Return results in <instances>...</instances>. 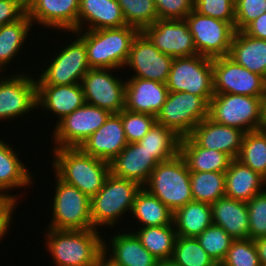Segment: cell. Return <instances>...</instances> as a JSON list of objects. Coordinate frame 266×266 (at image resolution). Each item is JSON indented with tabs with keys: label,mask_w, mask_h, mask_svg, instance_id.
Listing matches in <instances>:
<instances>
[{
	"label": "cell",
	"mask_w": 266,
	"mask_h": 266,
	"mask_svg": "<svg viewBox=\"0 0 266 266\" xmlns=\"http://www.w3.org/2000/svg\"><path fill=\"white\" fill-rule=\"evenodd\" d=\"M44 231V247L50 254L49 257L52 256L55 266H97L102 259L103 234L101 233L103 232L101 230L45 228Z\"/></svg>",
	"instance_id": "obj_1"
},
{
	"label": "cell",
	"mask_w": 266,
	"mask_h": 266,
	"mask_svg": "<svg viewBox=\"0 0 266 266\" xmlns=\"http://www.w3.org/2000/svg\"><path fill=\"white\" fill-rule=\"evenodd\" d=\"M51 168L64 182L89 198L96 195L110 175V163L86 154L81 148H52Z\"/></svg>",
	"instance_id": "obj_2"
},
{
	"label": "cell",
	"mask_w": 266,
	"mask_h": 266,
	"mask_svg": "<svg viewBox=\"0 0 266 266\" xmlns=\"http://www.w3.org/2000/svg\"><path fill=\"white\" fill-rule=\"evenodd\" d=\"M140 31L125 25L118 28L74 31L84 43L90 68L122 70L132 43Z\"/></svg>",
	"instance_id": "obj_3"
},
{
	"label": "cell",
	"mask_w": 266,
	"mask_h": 266,
	"mask_svg": "<svg viewBox=\"0 0 266 266\" xmlns=\"http://www.w3.org/2000/svg\"><path fill=\"white\" fill-rule=\"evenodd\" d=\"M141 188L142 186L134 181L110 173L101 190L90 198L93 229L102 231L100 228L107 227L106 229L113 230L114 227H119L120 223L123 224L122 220L130 216L134 199Z\"/></svg>",
	"instance_id": "obj_4"
},
{
	"label": "cell",
	"mask_w": 266,
	"mask_h": 266,
	"mask_svg": "<svg viewBox=\"0 0 266 266\" xmlns=\"http://www.w3.org/2000/svg\"><path fill=\"white\" fill-rule=\"evenodd\" d=\"M143 188L157 197L173 213L193 201L190 171L180 154L170 160L159 162Z\"/></svg>",
	"instance_id": "obj_5"
},
{
	"label": "cell",
	"mask_w": 266,
	"mask_h": 266,
	"mask_svg": "<svg viewBox=\"0 0 266 266\" xmlns=\"http://www.w3.org/2000/svg\"><path fill=\"white\" fill-rule=\"evenodd\" d=\"M66 34L68 36L73 35L69 41H65L69 43L65 45L64 42V44L56 48V51H53L54 55L51 54V58L48 57L47 64H43L45 69L40 67L41 72L39 74L36 72L37 85H72L81 83L83 76L91 69L87 61L85 43L76 34L74 35V32H66Z\"/></svg>",
	"instance_id": "obj_6"
},
{
	"label": "cell",
	"mask_w": 266,
	"mask_h": 266,
	"mask_svg": "<svg viewBox=\"0 0 266 266\" xmlns=\"http://www.w3.org/2000/svg\"><path fill=\"white\" fill-rule=\"evenodd\" d=\"M52 197L51 218L46 228L57 230L93 229L90 198L75 186L62 181L55 173ZM55 182V185H54Z\"/></svg>",
	"instance_id": "obj_7"
},
{
	"label": "cell",
	"mask_w": 266,
	"mask_h": 266,
	"mask_svg": "<svg viewBox=\"0 0 266 266\" xmlns=\"http://www.w3.org/2000/svg\"><path fill=\"white\" fill-rule=\"evenodd\" d=\"M208 117L219 124L239 128L245 133L262 129L263 98L239 94H214Z\"/></svg>",
	"instance_id": "obj_8"
},
{
	"label": "cell",
	"mask_w": 266,
	"mask_h": 266,
	"mask_svg": "<svg viewBox=\"0 0 266 266\" xmlns=\"http://www.w3.org/2000/svg\"><path fill=\"white\" fill-rule=\"evenodd\" d=\"M211 98L186 92H169L156 116V123L172 130L180 138L187 137L208 117Z\"/></svg>",
	"instance_id": "obj_9"
},
{
	"label": "cell",
	"mask_w": 266,
	"mask_h": 266,
	"mask_svg": "<svg viewBox=\"0 0 266 266\" xmlns=\"http://www.w3.org/2000/svg\"><path fill=\"white\" fill-rule=\"evenodd\" d=\"M1 75L0 121L13 122L14 119L20 120V118L24 120L26 119L24 118L25 115L31 114L34 109L37 111V83L35 75L30 71L29 73L26 71L20 72V69L17 72H11L9 75L4 73Z\"/></svg>",
	"instance_id": "obj_10"
},
{
	"label": "cell",
	"mask_w": 266,
	"mask_h": 266,
	"mask_svg": "<svg viewBox=\"0 0 266 266\" xmlns=\"http://www.w3.org/2000/svg\"><path fill=\"white\" fill-rule=\"evenodd\" d=\"M166 86L169 92L213 97L212 58L198 54L174 58Z\"/></svg>",
	"instance_id": "obj_11"
},
{
	"label": "cell",
	"mask_w": 266,
	"mask_h": 266,
	"mask_svg": "<svg viewBox=\"0 0 266 266\" xmlns=\"http://www.w3.org/2000/svg\"><path fill=\"white\" fill-rule=\"evenodd\" d=\"M111 113L85 103L53 126L52 148H80L108 119Z\"/></svg>",
	"instance_id": "obj_12"
},
{
	"label": "cell",
	"mask_w": 266,
	"mask_h": 266,
	"mask_svg": "<svg viewBox=\"0 0 266 266\" xmlns=\"http://www.w3.org/2000/svg\"><path fill=\"white\" fill-rule=\"evenodd\" d=\"M193 36L198 55L209 58L228 56L235 27L227 21L203 16L193 10L184 19Z\"/></svg>",
	"instance_id": "obj_13"
},
{
	"label": "cell",
	"mask_w": 266,
	"mask_h": 266,
	"mask_svg": "<svg viewBox=\"0 0 266 266\" xmlns=\"http://www.w3.org/2000/svg\"><path fill=\"white\" fill-rule=\"evenodd\" d=\"M115 70L122 74L117 69L91 68L81 81L85 102L111 114L125 109L126 77L121 79Z\"/></svg>",
	"instance_id": "obj_14"
},
{
	"label": "cell",
	"mask_w": 266,
	"mask_h": 266,
	"mask_svg": "<svg viewBox=\"0 0 266 266\" xmlns=\"http://www.w3.org/2000/svg\"><path fill=\"white\" fill-rule=\"evenodd\" d=\"M214 94L264 97L266 79L238 65L228 56L212 58Z\"/></svg>",
	"instance_id": "obj_15"
},
{
	"label": "cell",
	"mask_w": 266,
	"mask_h": 266,
	"mask_svg": "<svg viewBox=\"0 0 266 266\" xmlns=\"http://www.w3.org/2000/svg\"><path fill=\"white\" fill-rule=\"evenodd\" d=\"M173 57L161 53L148 37L139 32L135 37L128 59L123 67L126 77L154 80L166 84ZM132 70V71H130ZM133 74V75H132Z\"/></svg>",
	"instance_id": "obj_16"
},
{
	"label": "cell",
	"mask_w": 266,
	"mask_h": 266,
	"mask_svg": "<svg viewBox=\"0 0 266 266\" xmlns=\"http://www.w3.org/2000/svg\"><path fill=\"white\" fill-rule=\"evenodd\" d=\"M79 0H28L26 13L32 24L60 35L78 31ZM38 24V25H37Z\"/></svg>",
	"instance_id": "obj_17"
},
{
	"label": "cell",
	"mask_w": 266,
	"mask_h": 266,
	"mask_svg": "<svg viewBox=\"0 0 266 266\" xmlns=\"http://www.w3.org/2000/svg\"><path fill=\"white\" fill-rule=\"evenodd\" d=\"M142 32L165 55L177 58L198 54L185 20L158 19Z\"/></svg>",
	"instance_id": "obj_18"
},
{
	"label": "cell",
	"mask_w": 266,
	"mask_h": 266,
	"mask_svg": "<svg viewBox=\"0 0 266 266\" xmlns=\"http://www.w3.org/2000/svg\"><path fill=\"white\" fill-rule=\"evenodd\" d=\"M106 241L103 235L102 258L111 266H155L158 260L141 244L131 230L123 228Z\"/></svg>",
	"instance_id": "obj_19"
},
{
	"label": "cell",
	"mask_w": 266,
	"mask_h": 266,
	"mask_svg": "<svg viewBox=\"0 0 266 266\" xmlns=\"http://www.w3.org/2000/svg\"><path fill=\"white\" fill-rule=\"evenodd\" d=\"M81 83L72 85H37V109L55 117L56 124L85 104ZM48 113V115H47Z\"/></svg>",
	"instance_id": "obj_20"
},
{
	"label": "cell",
	"mask_w": 266,
	"mask_h": 266,
	"mask_svg": "<svg viewBox=\"0 0 266 266\" xmlns=\"http://www.w3.org/2000/svg\"><path fill=\"white\" fill-rule=\"evenodd\" d=\"M245 132L239 128L214 122L209 117L202 120L189 134L199 146L228 154L238 158Z\"/></svg>",
	"instance_id": "obj_21"
},
{
	"label": "cell",
	"mask_w": 266,
	"mask_h": 266,
	"mask_svg": "<svg viewBox=\"0 0 266 266\" xmlns=\"http://www.w3.org/2000/svg\"><path fill=\"white\" fill-rule=\"evenodd\" d=\"M169 90L166 84L135 77H126L125 109L157 116L166 102Z\"/></svg>",
	"instance_id": "obj_22"
},
{
	"label": "cell",
	"mask_w": 266,
	"mask_h": 266,
	"mask_svg": "<svg viewBox=\"0 0 266 266\" xmlns=\"http://www.w3.org/2000/svg\"><path fill=\"white\" fill-rule=\"evenodd\" d=\"M159 162L138 142L128 143L110 162L113 176L127 179L144 187Z\"/></svg>",
	"instance_id": "obj_23"
},
{
	"label": "cell",
	"mask_w": 266,
	"mask_h": 266,
	"mask_svg": "<svg viewBox=\"0 0 266 266\" xmlns=\"http://www.w3.org/2000/svg\"><path fill=\"white\" fill-rule=\"evenodd\" d=\"M127 144L121 117L111 114L80 148L86 154L110 163Z\"/></svg>",
	"instance_id": "obj_24"
},
{
	"label": "cell",
	"mask_w": 266,
	"mask_h": 266,
	"mask_svg": "<svg viewBox=\"0 0 266 266\" xmlns=\"http://www.w3.org/2000/svg\"><path fill=\"white\" fill-rule=\"evenodd\" d=\"M125 25L127 24L117 0H79L78 31Z\"/></svg>",
	"instance_id": "obj_25"
},
{
	"label": "cell",
	"mask_w": 266,
	"mask_h": 266,
	"mask_svg": "<svg viewBox=\"0 0 266 266\" xmlns=\"http://www.w3.org/2000/svg\"><path fill=\"white\" fill-rule=\"evenodd\" d=\"M0 138V192L11 194L14 190L32 188L35 175L29 171L28 165L21 159L16 148L5 139ZM15 150V151H14ZM34 175V176H33Z\"/></svg>",
	"instance_id": "obj_26"
},
{
	"label": "cell",
	"mask_w": 266,
	"mask_h": 266,
	"mask_svg": "<svg viewBox=\"0 0 266 266\" xmlns=\"http://www.w3.org/2000/svg\"><path fill=\"white\" fill-rule=\"evenodd\" d=\"M265 190V177L247 167L237 158L231 160L225 172L226 197L247 202Z\"/></svg>",
	"instance_id": "obj_27"
},
{
	"label": "cell",
	"mask_w": 266,
	"mask_h": 266,
	"mask_svg": "<svg viewBox=\"0 0 266 266\" xmlns=\"http://www.w3.org/2000/svg\"><path fill=\"white\" fill-rule=\"evenodd\" d=\"M213 224L222 227L234 240L249 238V214L245 201L226 196L211 204Z\"/></svg>",
	"instance_id": "obj_28"
},
{
	"label": "cell",
	"mask_w": 266,
	"mask_h": 266,
	"mask_svg": "<svg viewBox=\"0 0 266 266\" xmlns=\"http://www.w3.org/2000/svg\"><path fill=\"white\" fill-rule=\"evenodd\" d=\"M228 57L266 79V40L248 36L243 31H236Z\"/></svg>",
	"instance_id": "obj_29"
},
{
	"label": "cell",
	"mask_w": 266,
	"mask_h": 266,
	"mask_svg": "<svg viewBox=\"0 0 266 266\" xmlns=\"http://www.w3.org/2000/svg\"><path fill=\"white\" fill-rule=\"evenodd\" d=\"M179 154L190 172H226L232 160L226 153L199 147L189 136L180 139Z\"/></svg>",
	"instance_id": "obj_30"
},
{
	"label": "cell",
	"mask_w": 266,
	"mask_h": 266,
	"mask_svg": "<svg viewBox=\"0 0 266 266\" xmlns=\"http://www.w3.org/2000/svg\"><path fill=\"white\" fill-rule=\"evenodd\" d=\"M35 27L25 13L19 20L0 27V73L5 74L7 65L10 67L20 53L27 40L33 37L32 28ZM25 44V45H24ZM11 64V65H10ZM10 65V66H9Z\"/></svg>",
	"instance_id": "obj_31"
},
{
	"label": "cell",
	"mask_w": 266,
	"mask_h": 266,
	"mask_svg": "<svg viewBox=\"0 0 266 266\" xmlns=\"http://www.w3.org/2000/svg\"><path fill=\"white\" fill-rule=\"evenodd\" d=\"M173 216L174 213L165 204L142 187L134 199L129 218L138 226L131 225L133 229V227L142 228L174 225Z\"/></svg>",
	"instance_id": "obj_32"
},
{
	"label": "cell",
	"mask_w": 266,
	"mask_h": 266,
	"mask_svg": "<svg viewBox=\"0 0 266 266\" xmlns=\"http://www.w3.org/2000/svg\"><path fill=\"white\" fill-rule=\"evenodd\" d=\"M173 223L177 236L197 238L213 224L211 205L191 201L174 212Z\"/></svg>",
	"instance_id": "obj_33"
},
{
	"label": "cell",
	"mask_w": 266,
	"mask_h": 266,
	"mask_svg": "<svg viewBox=\"0 0 266 266\" xmlns=\"http://www.w3.org/2000/svg\"><path fill=\"white\" fill-rule=\"evenodd\" d=\"M132 230L140 240L141 244L157 259H171L174 252V245L177 233L174 225L142 227Z\"/></svg>",
	"instance_id": "obj_34"
},
{
	"label": "cell",
	"mask_w": 266,
	"mask_h": 266,
	"mask_svg": "<svg viewBox=\"0 0 266 266\" xmlns=\"http://www.w3.org/2000/svg\"><path fill=\"white\" fill-rule=\"evenodd\" d=\"M180 139L172 130L155 123L138 143L158 162H163L179 154Z\"/></svg>",
	"instance_id": "obj_35"
},
{
	"label": "cell",
	"mask_w": 266,
	"mask_h": 266,
	"mask_svg": "<svg viewBox=\"0 0 266 266\" xmlns=\"http://www.w3.org/2000/svg\"><path fill=\"white\" fill-rule=\"evenodd\" d=\"M193 201L213 204L225 196V172H190Z\"/></svg>",
	"instance_id": "obj_36"
},
{
	"label": "cell",
	"mask_w": 266,
	"mask_h": 266,
	"mask_svg": "<svg viewBox=\"0 0 266 266\" xmlns=\"http://www.w3.org/2000/svg\"><path fill=\"white\" fill-rule=\"evenodd\" d=\"M237 159L266 178V132L263 129L244 134Z\"/></svg>",
	"instance_id": "obj_37"
},
{
	"label": "cell",
	"mask_w": 266,
	"mask_h": 266,
	"mask_svg": "<svg viewBox=\"0 0 266 266\" xmlns=\"http://www.w3.org/2000/svg\"><path fill=\"white\" fill-rule=\"evenodd\" d=\"M171 260L177 266H218L197 238L177 236Z\"/></svg>",
	"instance_id": "obj_38"
},
{
	"label": "cell",
	"mask_w": 266,
	"mask_h": 266,
	"mask_svg": "<svg viewBox=\"0 0 266 266\" xmlns=\"http://www.w3.org/2000/svg\"><path fill=\"white\" fill-rule=\"evenodd\" d=\"M128 26L142 32L146 27L154 24L158 13L154 0H117Z\"/></svg>",
	"instance_id": "obj_39"
},
{
	"label": "cell",
	"mask_w": 266,
	"mask_h": 266,
	"mask_svg": "<svg viewBox=\"0 0 266 266\" xmlns=\"http://www.w3.org/2000/svg\"><path fill=\"white\" fill-rule=\"evenodd\" d=\"M201 247L208 255L220 265L226 257L227 251L231 247L234 239L227 234L222 227L215 224L206 228L198 237Z\"/></svg>",
	"instance_id": "obj_40"
},
{
	"label": "cell",
	"mask_w": 266,
	"mask_h": 266,
	"mask_svg": "<svg viewBox=\"0 0 266 266\" xmlns=\"http://www.w3.org/2000/svg\"><path fill=\"white\" fill-rule=\"evenodd\" d=\"M219 266H262L252 239H236Z\"/></svg>",
	"instance_id": "obj_41"
},
{
	"label": "cell",
	"mask_w": 266,
	"mask_h": 266,
	"mask_svg": "<svg viewBox=\"0 0 266 266\" xmlns=\"http://www.w3.org/2000/svg\"><path fill=\"white\" fill-rule=\"evenodd\" d=\"M118 115L121 117L128 143L139 142L156 123V117L146 113L123 109Z\"/></svg>",
	"instance_id": "obj_42"
},
{
	"label": "cell",
	"mask_w": 266,
	"mask_h": 266,
	"mask_svg": "<svg viewBox=\"0 0 266 266\" xmlns=\"http://www.w3.org/2000/svg\"><path fill=\"white\" fill-rule=\"evenodd\" d=\"M249 239L266 237V190L247 201Z\"/></svg>",
	"instance_id": "obj_43"
},
{
	"label": "cell",
	"mask_w": 266,
	"mask_h": 266,
	"mask_svg": "<svg viewBox=\"0 0 266 266\" xmlns=\"http://www.w3.org/2000/svg\"><path fill=\"white\" fill-rule=\"evenodd\" d=\"M194 10L235 25V0H194Z\"/></svg>",
	"instance_id": "obj_44"
},
{
	"label": "cell",
	"mask_w": 266,
	"mask_h": 266,
	"mask_svg": "<svg viewBox=\"0 0 266 266\" xmlns=\"http://www.w3.org/2000/svg\"><path fill=\"white\" fill-rule=\"evenodd\" d=\"M266 12V0H235V30L242 31Z\"/></svg>",
	"instance_id": "obj_45"
},
{
	"label": "cell",
	"mask_w": 266,
	"mask_h": 266,
	"mask_svg": "<svg viewBox=\"0 0 266 266\" xmlns=\"http://www.w3.org/2000/svg\"><path fill=\"white\" fill-rule=\"evenodd\" d=\"M159 19L184 20L194 10V0H154Z\"/></svg>",
	"instance_id": "obj_46"
},
{
	"label": "cell",
	"mask_w": 266,
	"mask_h": 266,
	"mask_svg": "<svg viewBox=\"0 0 266 266\" xmlns=\"http://www.w3.org/2000/svg\"><path fill=\"white\" fill-rule=\"evenodd\" d=\"M18 194H16V196L15 194L0 192V244L3 243L1 240L4 241L6 238L4 236H7L9 230L11 231V229H13V227H11L12 223L14 224L13 221H15L13 219V213H15L16 208L19 206L20 198L22 200V198H24L23 196H25L23 192Z\"/></svg>",
	"instance_id": "obj_47"
},
{
	"label": "cell",
	"mask_w": 266,
	"mask_h": 266,
	"mask_svg": "<svg viewBox=\"0 0 266 266\" xmlns=\"http://www.w3.org/2000/svg\"><path fill=\"white\" fill-rule=\"evenodd\" d=\"M25 13L23 0H0V27L19 20Z\"/></svg>",
	"instance_id": "obj_48"
},
{
	"label": "cell",
	"mask_w": 266,
	"mask_h": 266,
	"mask_svg": "<svg viewBox=\"0 0 266 266\" xmlns=\"http://www.w3.org/2000/svg\"><path fill=\"white\" fill-rule=\"evenodd\" d=\"M242 31L248 36L266 40V12L249 23Z\"/></svg>",
	"instance_id": "obj_49"
},
{
	"label": "cell",
	"mask_w": 266,
	"mask_h": 266,
	"mask_svg": "<svg viewBox=\"0 0 266 266\" xmlns=\"http://www.w3.org/2000/svg\"><path fill=\"white\" fill-rule=\"evenodd\" d=\"M257 249V254L262 266H266V237L254 240Z\"/></svg>",
	"instance_id": "obj_50"
},
{
	"label": "cell",
	"mask_w": 266,
	"mask_h": 266,
	"mask_svg": "<svg viewBox=\"0 0 266 266\" xmlns=\"http://www.w3.org/2000/svg\"><path fill=\"white\" fill-rule=\"evenodd\" d=\"M155 266H177L171 259L158 260Z\"/></svg>",
	"instance_id": "obj_51"
},
{
	"label": "cell",
	"mask_w": 266,
	"mask_h": 266,
	"mask_svg": "<svg viewBox=\"0 0 266 266\" xmlns=\"http://www.w3.org/2000/svg\"><path fill=\"white\" fill-rule=\"evenodd\" d=\"M263 113H266V84H265L264 97H263Z\"/></svg>",
	"instance_id": "obj_52"
},
{
	"label": "cell",
	"mask_w": 266,
	"mask_h": 266,
	"mask_svg": "<svg viewBox=\"0 0 266 266\" xmlns=\"http://www.w3.org/2000/svg\"><path fill=\"white\" fill-rule=\"evenodd\" d=\"M97 266H111L108 262H106L103 258L99 261Z\"/></svg>",
	"instance_id": "obj_53"
},
{
	"label": "cell",
	"mask_w": 266,
	"mask_h": 266,
	"mask_svg": "<svg viewBox=\"0 0 266 266\" xmlns=\"http://www.w3.org/2000/svg\"><path fill=\"white\" fill-rule=\"evenodd\" d=\"M264 118H263V125H262V129L266 132V113H263Z\"/></svg>",
	"instance_id": "obj_54"
}]
</instances>
